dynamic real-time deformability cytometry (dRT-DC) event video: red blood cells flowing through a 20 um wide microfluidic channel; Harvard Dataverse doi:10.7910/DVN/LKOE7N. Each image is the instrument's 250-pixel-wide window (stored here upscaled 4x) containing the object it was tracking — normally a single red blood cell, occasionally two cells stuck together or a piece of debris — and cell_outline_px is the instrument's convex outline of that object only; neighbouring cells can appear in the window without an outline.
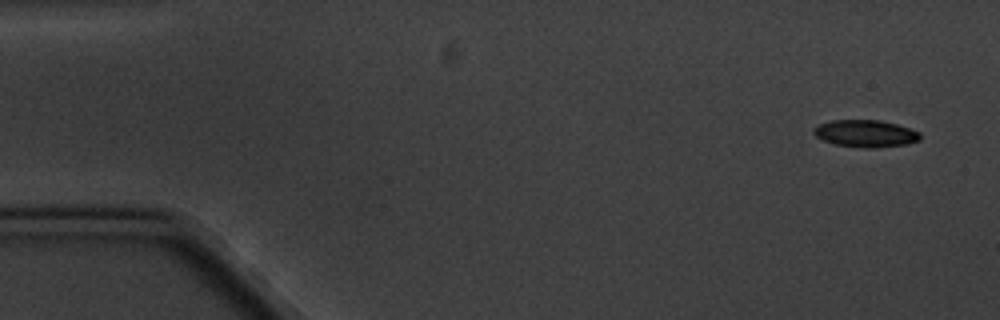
{"species": "common noctule bat (a hibernating species)", "species_latin": "Nyctalus noctula", "temperature_condition": "cold", "stored_images_in_passage": 5, "camera_frame_rate_fps": 3000, "um_per_image_px": 0.085, "animal": {"sex": "male", "body_mass_g": 20.1, "forearm_length_mm": 53.5}, "frame": {"image": 1, "passage_image": 1, "time_ms": 0.0, "image_size_px": [1000, 320], "cell_outline_px": [[920, 140], [904, 144], [872, 148], [864, 148], [836, 144], [824, 140], [816, 136], [812, 132], [812, 128], [820, 124], [832, 120], [880, 120], [896, 124], [920, 132]], "centroid_in_image_um": [73.55, 11.34], "position_along_channel_um": 11.5, "area_um2": 16.65}}
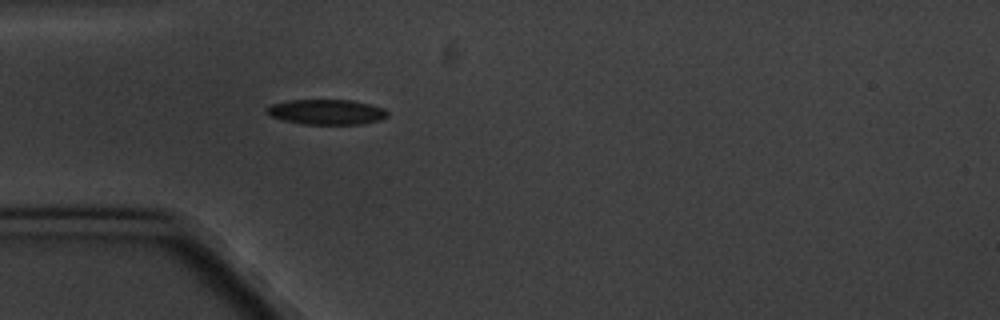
{"frame": {"image": 2, "passage_image": 5, "time_ms": 4.667, "image_size_px": [1000, 320], "cell_outline_px": [[388, 116], [380, 120], [360, 124], [304, 124], [284, 120], [272, 116], [264, 112], [264, 108], [272, 104], [288, 100], [352, 100], [384, 108], [388, 112]], "centroid_in_image_um": [27.74, 9.51], "position_along_channel_um": 57.3, "area_um2": 17.69}}